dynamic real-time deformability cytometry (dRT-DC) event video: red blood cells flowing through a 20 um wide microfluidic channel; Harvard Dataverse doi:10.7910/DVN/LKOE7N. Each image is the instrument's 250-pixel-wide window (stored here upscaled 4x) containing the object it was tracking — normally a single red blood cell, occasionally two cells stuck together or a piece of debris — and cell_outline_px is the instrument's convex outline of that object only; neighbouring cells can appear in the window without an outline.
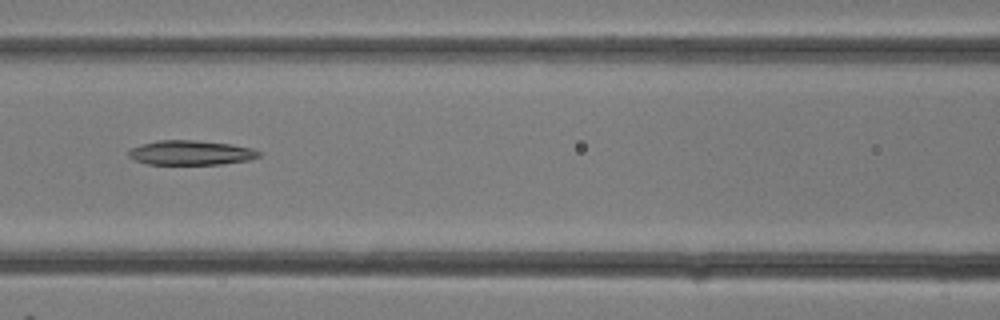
{"species": "common noctule bat (a hibernating species)", "species_latin": "Nyctalus noctula", "temperature_condition": "room temperature", "stored_images_in_passage": 26, "camera_frame_rate_fps": 3000, "um_per_image_px": 0.085, "animal": {"sex": "female"}, "frame": {"image": 1, "passage_image": 8, "time_ms": 2.333, "image_size_px": [1000, 320], "cell_outline_px": [[264, 152], [260, 156], [248, 160], [220, 164], [148, 164], [132, 160], [128, 156], [128, 152], [132, 148], [140, 144], [156, 140], [196, 140], [232, 144], [252, 148]], "centroid_in_image_um": [16.22, 12.97], "position_along_channel_um": 150.4, "area_um2": 18.84}}
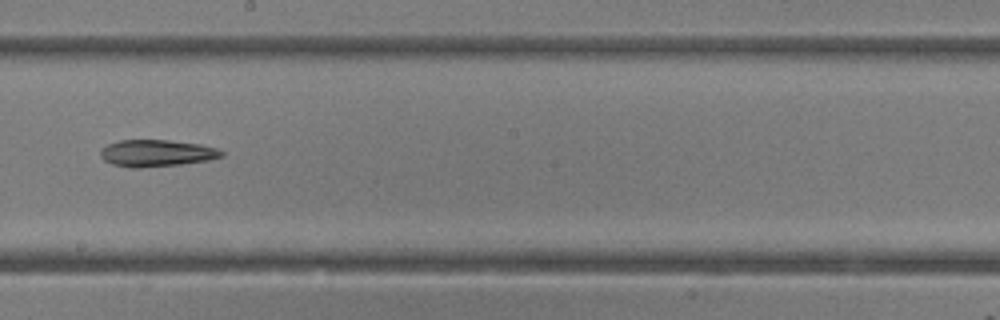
{"frame": {"image": 2, "passage_image": 12, "time_ms": 3.667, "image_size_px": [1000, 320], "cell_outline_px": [[224, 156], [208, 160], [180, 164], [140, 168], [128, 168], [112, 164], [104, 160], [100, 156], [100, 148], [108, 144], [120, 140], [168, 140], [200, 144], [216, 148], [224, 152]], "centroid_in_image_um": [13.28, 13.02], "position_along_channel_um": 234.9, "area_um2": 19.02}}
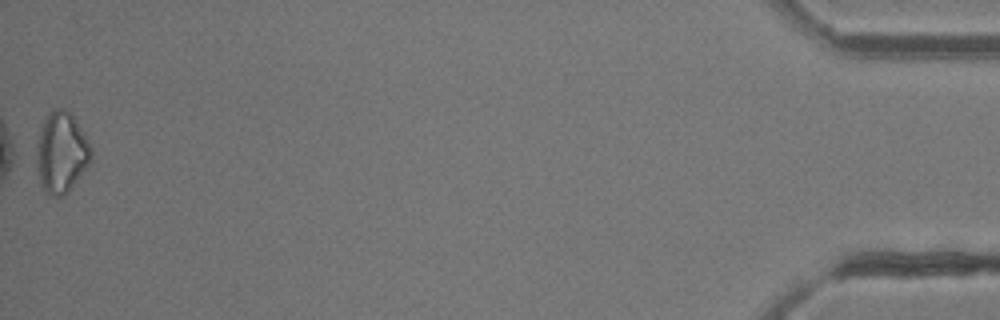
{"frame": {"image": 3, "passage_image": 26, "time_ms": 8.333, "image_size_px": [1000, 320], "cell_outline_px": [[92, 164], [68, 192], [64, 196], [48, 196], [40, 184], [36, 164], [36, 144], [44, 116], [52, 108], [64, 108], [72, 112], [84, 132], [92, 152]], "centroid_in_image_um": [5.23, 12.95], "position_along_channel_um": 430.0, "area_um2": 26.65}}